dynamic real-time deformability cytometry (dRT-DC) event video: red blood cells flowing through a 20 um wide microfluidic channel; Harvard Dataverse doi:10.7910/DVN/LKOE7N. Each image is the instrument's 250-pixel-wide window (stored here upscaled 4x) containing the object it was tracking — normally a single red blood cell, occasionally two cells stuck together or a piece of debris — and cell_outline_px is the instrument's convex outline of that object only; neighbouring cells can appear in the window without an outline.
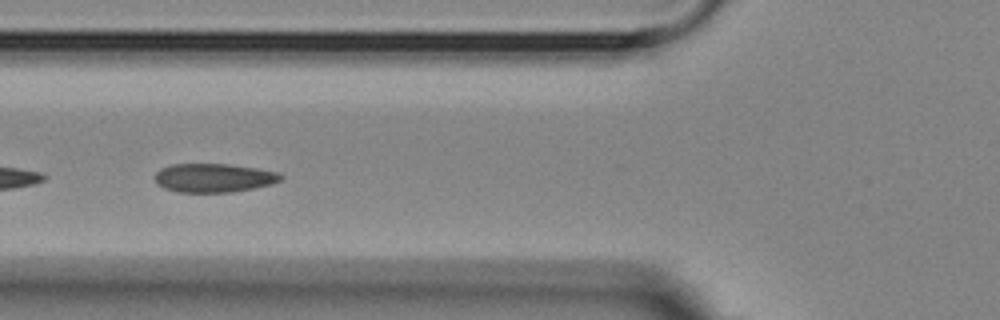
{"species": "Egyptian fruit bat (a non-hibernating species)", "species_latin": "Rousettus aegyptiacus", "temperature_condition": "room temperature", "stored_images_in_passage": 24, "camera_frame_rate_fps": 3000, "um_per_image_px": 0.085, "animal": {"sex": "female"}, "frame": {"image": 1, "passage_image": 19, "time_ms": 6.0, "image_size_px": [1000, 320], "cell_outline_px": [[284, 176], [280, 180], [272, 184], [256, 188], [232, 192], [176, 192], [164, 188], [156, 184], [156, 172], [160, 168], [172, 164], [228, 164], [256, 168], [280, 172]], "centroid_in_image_um": [18.19, 15.12], "position_along_channel_um": 107.6, "area_um2": 21.27}}
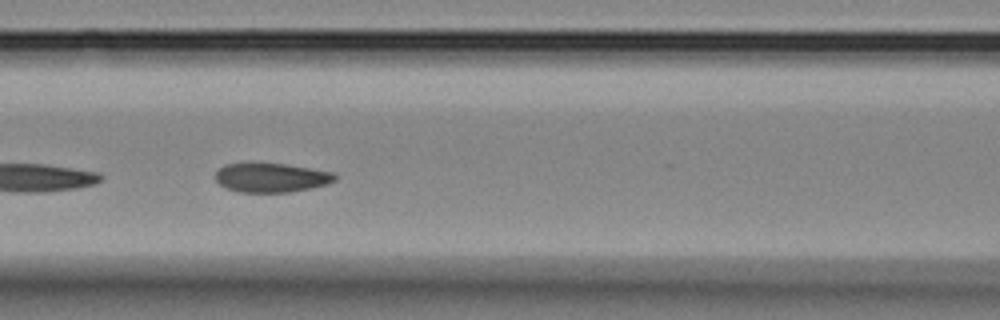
{"frame": {"image": 2, "passage_image": 22, "time_ms": 7.0, "image_size_px": [1000, 320], "cell_outline_px": [[336, 180], [328, 184], [288, 192], [240, 192], [224, 188], [216, 180], [216, 172], [224, 164], [284, 164], [336, 172]], "centroid_in_image_um": [23.08, 15.1], "position_along_channel_um": 143.5, "area_um2": 20.11}}